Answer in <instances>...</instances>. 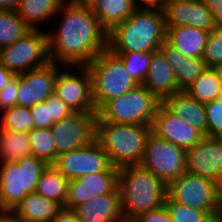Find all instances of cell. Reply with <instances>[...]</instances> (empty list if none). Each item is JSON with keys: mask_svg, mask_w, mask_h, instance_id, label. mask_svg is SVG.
<instances>
[{"mask_svg": "<svg viewBox=\"0 0 222 222\" xmlns=\"http://www.w3.org/2000/svg\"><path fill=\"white\" fill-rule=\"evenodd\" d=\"M60 16L58 27L46 31L50 61L62 66H87L107 49L108 32L100 25L91 6L66 0L54 17Z\"/></svg>", "mask_w": 222, "mask_h": 222, "instance_id": "cell-1", "label": "cell"}, {"mask_svg": "<svg viewBox=\"0 0 222 222\" xmlns=\"http://www.w3.org/2000/svg\"><path fill=\"white\" fill-rule=\"evenodd\" d=\"M162 9L137 7L122 23L107 34V48L119 52H154L166 40Z\"/></svg>", "mask_w": 222, "mask_h": 222, "instance_id": "cell-2", "label": "cell"}, {"mask_svg": "<svg viewBox=\"0 0 222 222\" xmlns=\"http://www.w3.org/2000/svg\"><path fill=\"white\" fill-rule=\"evenodd\" d=\"M122 218L134 220L164 206L167 185L140 165L118 168Z\"/></svg>", "mask_w": 222, "mask_h": 222, "instance_id": "cell-3", "label": "cell"}, {"mask_svg": "<svg viewBox=\"0 0 222 222\" xmlns=\"http://www.w3.org/2000/svg\"><path fill=\"white\" fill-rule=\"evenodd\" d=\"M151 131L150 125L97 121L96 140L108 155L112 166L139 165Z\"/></svg>", "mask_w": 222, "mask_h": 222, "instance_id": "cell-4", "label": "cell"}, {"mask_svg": "<svg viewBox=\"0 0 222 222\" xmlns=\"http://www.w3.org/2000/svg\"><path fill=\"white\" fill-rule=\"evenodd\" d=\"M87 68L92 77V98L97 111L108 100L139 85L124 67L122 60L108 48L101 51Z\"/></svg>", "mask_w": 222, "mask_h": 222, "instance_id": "cell-5", "label": "cell"}, {"mask_svg": "<svg viewBox=\"0 0 222 222\" xmlns=\"http://www.w3.org/2000/svg\"><path fill=\"white\" fill-rule=\"evenodd\" d=\"M0 211H13L27 194L35 192L48 166L32 154L17 162H0Z\"/></svg>", "mask_w": 222, "mask_h": 222, "instance_id": "cell-6", "label": "cell"}, {"mask_svg": "<svg viewBox=\"0 0 222 222\" xmlns=\"http://www.w3.org/2000/svg\"><path fill=\"white\" fill-rule=\"evenodd\" d=\"M162 102L143 85L108 100L98 111L97 121L152 126Z\"/></svg>", "mask_w": 222, "mask_h": 222, "instance_id": "cell-7", "label": "cell"}, {"mask_svg": "<svg viewBox=\"0 0 222 222\" xmlns=\"http://www.w3.org/2000/svg\"><path fill=\"white\" fill-rule=\"evenodd\" d=\"M170 201L206 212H220L222 208V186L216 181L184 173L167 185Z\"/></svg>", "mask_w": 222, "mask_h": 222, "instance_id": "cell-8", "label": "cell"}, {"mask_svg": "<svg viewBox=\"0 0 222 222\" xmlns=\"http://www.w3.org/2000/svg\"><path fill=\"white\" fill-rule=\"evenodd\" d=\"M139 165L168 185L186 173V150L151 131Z\"/></svg>", "mask_w": 222, "mask_h": 222, "instance_id": "cell-9", "label": "cell"}, {"mask_svg": "<svg viewBox=\"0 0 222 222\" xmlns=\"http://www.w3.org/2000/svg\"><path fill=\"white\" fill-rule=\"evenodd\" d=\"M0 64L16 75L36 69L50 62L47 33L31 29L10 46L0 49Z\"/></svg>", "mask_w": 222, "mask_h": 222, "instance_id": "cell-10", "label": "cell"}, {"mask_svg": "<svg viewBox=\"0 0 222 222\" xmlns=\"http://www.w3.org/2000/svg\"><path fill=\"white\" fill-rule=\"evenodd\" d=\"M54 94L73 112L97 111L92 98V77L87 66L60 67L55 80Z\"/></svg>", "mask_w": 222, "mask_h": 222, "instance_id": "cell-11", "label": "cell"}, {"mask_svg": "<svg viewBox=\"0 0 222 222\" xmlns=\"http://www.w3.org/2000/svg\"><path fill=\"white\" fill-rule=\"evenodd\" d=\"M57 156L83 148L96 141L97 111L73 112L50 127Z\"/></svg>", "mask_w": 222, "mask_h": 222, "instance_id": "cell-12", "label": "cell"}, {"mask_svg": "<svg viewBox=\"0 0 222 222\" xmlns=\"http://www.w3.org/2000/svg\"><path fill=\"white\" fill-rule=\"evenodd\" d=\"M53 166L68 180L101 171H118L97 140L83 148L59 154Z\"/></svg>", "mask_w": 222, "mask_h": 222, "instance_id": "cell-13", "label": "cell"}, {"mask_svg": "<svg viewBox=\"0 0 222 222\" xmlns=\"http://www.w3.org/2000/svg\"><path fill=\"white\" fill-rule=\"evenodd\" d=\"M60 67L62 65L50 61L44 66L18 74L17 105L32 107L54 95Z\"/></svg>", "mask_w": 222, "mask_h": 222, "instance_id": "cell-14", "label": "cell"}, {"mask_svg": "<svg viewBox=\"0 0 222 222\" xmlns=\"http://www.w3.org/2000/svg\"><path fill=\"white\" fill-rule=\"evenodd\" d=\"M186 172L210 178L222 186V138L204 136L186 150Z\"/></svg>", "mask_w": 222, "mask_h": 222, "instance_id": "cell-15", "label": "cell"}, {"mask_svg": "<svg viewBox=\"0 0 222 222\" xmlns=\"http://www.w3.org/2000/svg\"><path fill=\"white\" fill-rule=\"evenodd\" d=\"M118 186V171H101L69 180L64 208L73 210L87 201L111 193Z\"/></svg>", "mask_w": 222, "mask_h": 222, "instance_id": "cell-16", "label": "cell"}, {"mask_svg": "<svg viewBox=\"0 0 222 222\" xmlns=\"http://www.w3.org/2000/svg\"><path fill=\"white\" fill-rule=\"evenodd\" d=\"M162 12L166 27L190 26L209 32L217 28L203 0L166 2Z\"/></svg>", "mask_w": 222, "mask_h": 222, "instance_id": "cell-17", "label": "cell"}, {"mask_svg": "<svg viewBox=\"0 0 222 222\" xmlns=\"http://www.w3.org/2000/svg\"><path fill=\"white\" fill-rule=\"evenodd\" d=\"M152 132L188 150L202 140L204 135L181 117L173 115L162 104L158 107L152 124Z\"/></svg>", "mask_w": 222, "mask_h": 222, "instance_id": "cell-18", "label": "cell"}, {"mask_svg": "<svg viewBox=\"0 0 222 222\" xmlns=\"http://www.w3.org/2000/svg\"><path fill=\"white\" fill-rule=\"evenodd\" d=\"M142 85L161 102L181 91L174 70L160 49L151 53L149 69Z\"/></svg>", "mask_w": 222, "mask_h": 222, "instance_id": "cell-19", "label": "cell"}, {"mask_svg": "<svg viewBox=\"0 0 222 222\" xmlns=\"http://www.w3.org/2000/svg\"><path fill=\"white\" fill-rule=\"evenodd\" d=\"M73 211L81 222H119L123 219L119 187L75 207Z\"/></svg>", "mask_w": 222, "mask_h": 222, "instance_id": "cell-20", "label": "cell"}, {"mask_svg": "<svg viewBox=\"0 0 222 222\" xmlns=\"http://www.w3.org/2000/svg\"><path fill=\"white\" fill-rule=\"evenodd\" d=\"M162 105L173 115L183 118L194 128L207 136L205 104L191 97L185 90L165 98Z\"/></svg>", "mask_w": 222, "mask_h": 222, "instance_id": "cell-21", "label": "cell"}, {"mask_svg": "<svg viewBox=\"0 0 222 222\" xmlns=\"http://www.w3.org/2000/svg\"><path fill=\"white\" fill-rule=\"evenodd\" d=\"M174 70L180 90H185L207 67L202 58H188L165 40L159 48Z\"/></svg>", "mask_w": 222, "mask_h": 222, "instance_id": "cell-22", "label": "cell"}, {"mask_svg": "<svg viewBox=\"0 0 222 222\" xmlns=\"http://www.w3.org/2000/svg\"><path fill=\"white\" fill-rule=\"evenodd\" d=\"M166 40L188 58H202L209 31L190 26L166 27Z\"/></svg>", "mask_w": 222, "mask_h": 222, "instance_id": "cell-23", "label": "cell"}, {"mask_svg": "<svg viewBox=\"0 0 222 222\" xmlns=\"http://www.w3.org/2000/svg\"><path fill=\"white\" fill-rule=\"evenodd\" d=\"M62 208L58 202L32 192L12 212L23 222H51Z\"/></svg>", "mask_w": 222, "mask_h": 222, "instance_id": "cell-24", "label": "cell"}, {"mask_svg": "<svg viewBox=\"0 0 222 222\" xmlns=\"http://www.w3.org/2000/svg\"><path fill=\"white\" fill-rule=\"evenodd\" d=\"M137 7L136 0H96L91 6L100 25L107 32L124 22Z\"/></svg>", "mask_w": 222, "mask_h": 222, "instance_id": "cell-25", "label": "cell"}, {"mask_svg": "<svg viewBox=\"0 0 222 222\" xmlns=\"http://www.w3.org/2000/svg\"><path fill=\"white\" fill-rule=\"evenodd\" d=\"M66 0H20L17 13L31 29L55 19L54 16ZM49 20V21H48ZM42 23V24H41Z\"/></svg>", "mask_w": 222, "mask_h": 222, "instance_id": "cell-26", "label": "cell"}, {"mask_svg": "<svg viewBox=\"0 0 222 222\" xmlns=\"http://www.w3.org/2000/svg\"><path fill=\"white\" fill-rule=\"evenodd\" d=\"M69 180L53 165H48L38 179L35 192L39 195L58 202L62 207L68 196Z\"/></svg>", "mask_w": 222, "mask_h": 222, "instance_id": "cell-27", "label": "cell"}, {"mask_svg": "<svg viewBox=\"0 0 222 222\" xmlns=\"http://www.w3.org/2000/svg\"><path fill=\"white\" fill-rule=\"evenodd\" d=\"M30 154L28 132L0 127V162H17Z\"/></svg>", "mask_w": 222, "mask_h": 222, "instance_id": "cell-28", "label": "cell"}, {"mask_svg": "<svg viewBox=\"0 0 222 222\" xmlns=\"http://www.w3.org/2000/svg\"><path fill=\"white\" fill-rule=\"evenodd\" d=\"M221 87L214 68L206 67L185 91L197 101L205 104L217 99Z\"/></svg>", "mask_w": 222, "mask_h": 222, "instance_id": "cell-29", "label": "cell"}, {"mask_svg": "<svg viewBox=\"0 0 222 222\" xmlns=\"http://www.w3.org/2000/svg\"><path fill=\"white\" fill-rule=\"evenodd\" d=\"M28 136L31 154L47 165H53L57 159V152L51 129L32 128Z\"/></svg>", "mask_w": 222, "mask_h": 222, "instance_id": "cell-30", "label": "cell"}, {"mask_svg": "<svg viewBox=\"0 0 222 222\" xmlns=\"http://www.w3.org/2000/svg\"><path fill=\"white\" fill-rule=\"evenodd\" d=\"M30 30L17 11L0 10V49L10 46Z\"/></svg>", "mask_w": 222, "mask_h": 222, "instance_id": "cell-31", "label": "cell"}, {"mask_svg": "<svg viewBox=\"0 0 222 222\" xmlns=\"http://www.w3.org/2000/svg\"><path fill=\"white\" fill-rule=\"evenodd\" d=\"M164 206L173 222H217L220 212H206L170 201L167 197Z\"/></svg>", "mask_w": 222, "mask_h": 222, "instance_id": "cell-32", "label": "cell"}, {"mask_svg": "<svg viewBox=\"0 0 222 222\" xmlns=\"http://www.w3.org/2000/svg\"><path fill=\"white\" fill-rule=\"evenodd\" d=\"M0 127L16 132H29L33 126L30 107L15 105L0 114Z\"/></svg>", "mask_w": 222, "mask_h": 222, "instance_id": "cell-33", "label": "cell"}, {"mask_svg": "<svg viewBox=\"0 0 222 222\" xmlns=\"http://www.w3.org/2000/svg\"><path fill=\"white\" fill-rule=\"evenodd\" d=\"M152 52H119L116 54L123 62L131 77L139 84L144 83Z\"/></svg>", "mask_w": 222, "mask_h": 222, "instance_id": "cell-34", "label": "cell"}, {"mask_svg": "<svg viewBox=\"0 0 222 222\" xmlns=\"http://www.w3.org/2000/svg\"><path fill=\"white\" fill-rule=\"evenodd\" d=\"M202 59L207 67L222 63V28L210 31Z\"/></svg>", "mask_w": 222, "mask_h": 222, "instance_id": "cell-35", "label": "cell"}, {"mask_svg": "<svg viewBox=\"0 0 222 222\" xmlns=\"http://www.w3.org/2000/svg\"><path fill=\"white\" fill-rule=\"evenodd\" d=\"M207 136L222 138V102L215 99L205 103Z\"/></svg>", "mask_w": 222, "mask_h": 222, "instance_id": "cell-36", "label": "cell"}, {"mask_svg": "<svg viewBox=\"0 0 222 222\" xmlns=\"http://www.w3.org/2000/svg\"><path fill=\"white\" fill-rule=\"evenodd\" d=\"M31 116L33 118V126L38 129L50 128L54 121L50 117L49 98L44 102L38 103L30 107Z\"/></svg>", "mask_w": 222, "mask_h": 222, "instance_id": "cell-37", "label": "cell"}, {"mask_svg": "<svg viewBox=\"0 0 222 222\" xmlns=\"http://www.w3.org/2000/svg\"><path fill=\"white\" fill-rule=\"evenodd\" d=\"M18 75L0 89V114L17 105Z\"/></svg>", "mask_w": 222, "mask_h": 222, "instance_id": "cell-38", "label": "cell"}, {"mask_svg": "<svg viewBox=\"0 0 222 222\" xmlns=\"http://www.w3.org/2000/svg\"><path fill=\"white\" fill-rule=\"evenodd\" d=\"M50 117L54 122H58L63 118L70 116L73 110L55 94L49 97Z\"/></svg>", "mask_w": 222, "mask_h": 222, "instance_id": "cell-39", "label": "cell"}, {"mask_svg": "<svg viewBox=\"0 0 222 222\" xmlns=\"http://www.w3.org/2000/svg\"><path fill=\"white\" fill-rule=\"evenodd\" d=\"M134 221L135 222H173L165 206L159 209H155L152 211H148L144 214H141L136 219H134Z\"/></svg>", "mask_w": 222, "mask_h": 222, "instance_id": "cell-40", "label": "cell"}, {"mask_svg": "<svg viewBox=\"0 0 222 222\" xmlns=\"http://www.w3.org/2000/svg\"><path fill=\"white\" fill-rule=\"evenodd\" d=\"M209 8L217 28H222V0H203Z\"/></svg>", "mask_w": 222, "mask_h": 222, "instance_id": "cell-41", "label": "cell"}, {"mask_svg": "<svg viewBox=\"0 0 222 222\" xmlns=\"http://www.w3.org/2000/svg\"><path fill=\"white\" fill-rule=\"evenodd\" d=\"M51 222H81V221L73 210L63 207Z\"/></svg>", "mask_w": 222, "mask_h": 222, "instance_id": "cell-42", "label": "cell"}, {"mask_svg": "<svg viewBox=\"0 0 222 222\" xmlns=\"http://www.w3.org/2000/svg\"><path fill=\"white\" fill-rule=\"evenodd\" d=\"M137 6L141 8H157L162 9L167 0H136Z\"/></svg>", "mask_w": 222, "mask_h": 222, "instance_id": "cell-43", "label": "cell"}, {"mask_svg": "<svg viewBox=\"0 0 222 222\" xmlns=\"http://www.w3.org/2000/svg\"><path fill=\"white\" fill-rule=\"evenodd\" d=\"M15 76V73L0 64V89L5 86V84H8Z\"/></svg>", "mask_w": 222, "mask_h": 222, "instance_id": "cell-44", "label": "cell"}, {"mask_svg": "<svg viewBox=\"0 0 222 222\" xmlns=\"http://www.w3.org/2000/svg\"><path fill=\"white\" fill-rule=\"evenodd\" d=\"M20 0H0L1 11H17Z\"/></svg>", "mask_w": 222, "mask_h": 222, "instance_id": "cell-45", "label": "cell"}, {"mask_svg": "<svg viewBox=\"0 0 222 222\" xmlns=\"http://www.w3.org/2000/svg\"><path fill=\"white\" fill-rule=\"evenodd\" d=\"M0 222H23L12 211H0Z\"/></svg>", "mask_w": 222, "mask_h": 222, "instance_id": "cell-46", "label": "cell"}, {"mask_svg": "<svg viewBox=\"0 0 222 222\" xmlns=\"http://www.w3.org/2000/svg\"><path fill=\"white\" fill-rule=\"evenodd\" d=\"M68 2L82 6H92L96 0H67Z\"/></svg>", "mask_w": 222, "mask_h": 222, "instance_id": "cell-47", "label": "cell"}, {"mask_svg": "<svg viewBox=\"0 0 222 222\" xmlns=\"http://www.w3.org/2000/svg\"><path fill=\"white\" fill-rule=\"evenodd\" d=\"M222 85V63L213 67Z\"/></svg>", "mask_w": 222, "mask_h": 222, "instance_id": "cell-48", "label": "cell"}, {"mask_svg": "<svg viewBox=\"0 0 222 222\" xmlns=\"http://www.w3.org/2000/svg\"><path fill=\"white\" fill-rule=\"evenodd\" d=\"M217 222H222V208H221V210H220V213H219Z\"/></svg>", "mask_w": 222, "mask_h": 222, "instance_id": "cell-49", "label": "cell"}, {"mask_svg": "<svg viewBox=\"0 0 222 222\" xmlns=\"http://www.w3.org/2000/svg\"><path fill=\"white\" fill-rule=\"evenodd\" d=\"M217 99H219L222 102V87H221V90H220V92L218 94Z\"/></svg>", "mask_w": 222, "mask_h": 222, "instance_id": "cell-50", "label": "cell"}, {"mask_svg": "<svg viewBox=\"0 0 222 222\" xmlns=\"http://www.w3.org/2000/svg\"><path fill=\"white\" fill-rule=\"evenodd\" d=\"M119 222H135L134 220L121 219Z\"/></svg>", "mask_w": 222, "mask_h": 222, "instance_id": "cell-51", "label": "cell"}, {"mask_svg": "<svg viewBox=\"0 0 222 222\" xmlns=\"http://www.w3.org/2000/svg\"><path fill=\"white\" fill-rule=\"evenodd\" d=\"M170 1H189V0H167V2H170Z\"/></svg>", "mask_w": 222, "mask_h": 222, "instance_id": "cell-52", "label": "cell"}]
</instances>
